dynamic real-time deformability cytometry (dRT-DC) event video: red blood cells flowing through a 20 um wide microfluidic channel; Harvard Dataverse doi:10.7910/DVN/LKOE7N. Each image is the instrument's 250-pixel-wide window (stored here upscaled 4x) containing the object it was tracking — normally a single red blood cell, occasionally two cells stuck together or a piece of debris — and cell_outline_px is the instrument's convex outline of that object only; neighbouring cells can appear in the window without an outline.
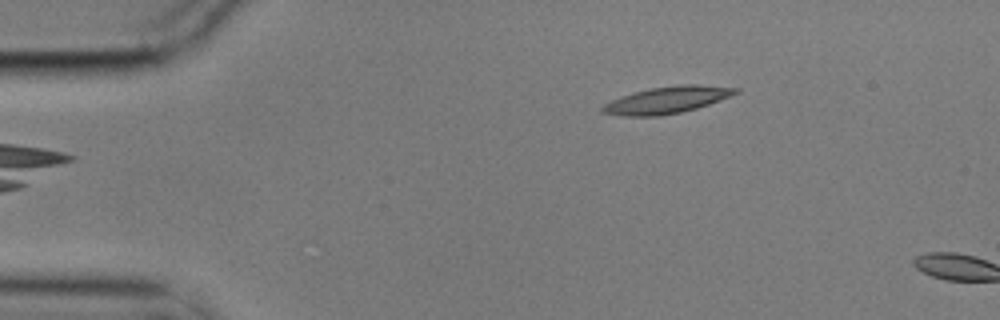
{"species": "common noctule bat (a hibernating species)", "species_latin": "Nyctalus noctula", "temperature_condition": "cold", "stored_images_in_passage": 5, "camera_frame_rate_fps": 3000, "um_per_image_px": 0.085, "animal": {"sex": "male", "body_mass_g": 17.9}, "frame": {"image": 1, "passage_image": 5, "time_ms": 1.333, "image_size_px": [1000, 320], "cell_outline_px": [[740, 92], [708, 104], [696, 108], [680, 112], [660, 116], [624, 116], [600, 112], [600, 108], [604, 104], [620, 96], [652, 88], [680, 84], [696, 84], [740, 88]], "centroid_in_image_um": [56.68, 8.5], "position_along_channel_um": 28.3, "area_um2": 20.63}}